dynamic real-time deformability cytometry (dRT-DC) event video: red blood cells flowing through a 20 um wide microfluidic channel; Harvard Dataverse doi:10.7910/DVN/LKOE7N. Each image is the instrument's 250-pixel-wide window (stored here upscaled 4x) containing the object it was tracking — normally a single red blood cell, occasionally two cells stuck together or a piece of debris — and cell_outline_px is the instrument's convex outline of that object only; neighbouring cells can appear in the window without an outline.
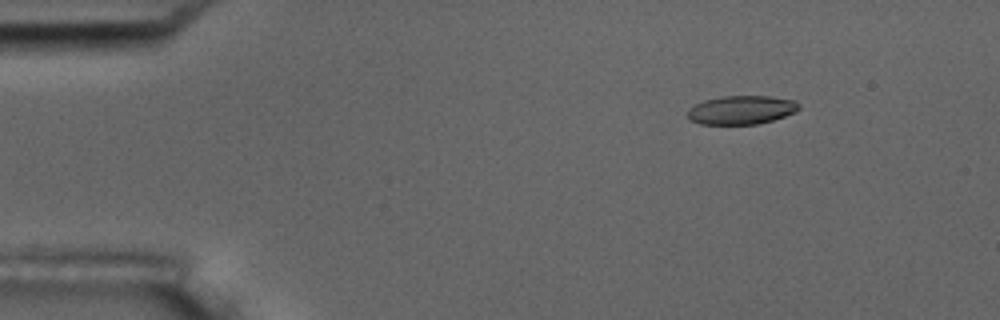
{"species": "common noctule bat (a hibernating species)", "species_latin": "Nyctalus noctula", "temperature_condition": "room temperature", "stored_images_in_passage": 7, "camera_frame_rate_fps": 3000, "um_per_image_px": 0.085, "animal": {"sex": "male", "body_mass_g": 17.5, "forearm_length_mm": 52.3}, "frame": {"image": 1, "passage_image": 3, "time_ms": 2.333, "image_size_px": [1000, 320], "cell_outline_px": [[800, 108], [796, 112], [760, 124], [700, 124], [692, 120], [688, 116], [688, 108], [704, 100], [720, 96], [772, 96], [796, 100], [800, 104]], "centroid_in_image_um": [63.06, 9.33], "position_along_channel_um": 21.9, "area_um2": 18.73}}
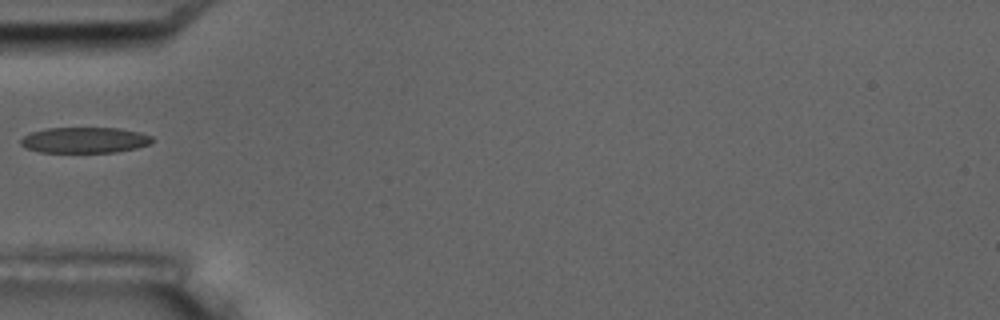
{"frame": {"image": 2, "passage_image": 6, "time_ms": 6.0, "image_size_px": [1000, 320], "cell_outline_px": [[156, 140], [148, 144], [136, 148], [116, 152], [40, 152], [24, 148], [20, 144], [20, 140], [24, 136], [32, 132], [48, 128], [120, 128], [140, 132], [152, 136]], "centroid_in_image_um": [7.21, 11.91], "position_along_channel_um": 77.8, "area_um2": 19.83}}